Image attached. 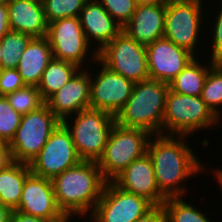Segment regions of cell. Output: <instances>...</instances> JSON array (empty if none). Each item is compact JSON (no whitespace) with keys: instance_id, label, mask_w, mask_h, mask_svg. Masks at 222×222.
I'll return each mask as SVG.
<instances>
[{"instance_id":"1","label":"cell","mask_w":222,"mask_h":222,"mask_svg":"<svg viewBox=\"0 0 222 222\" xmlns=\"http://www.w3.org/2000/svg\"><path fill=\"white\" fill-rule=\"evenodd\" d=\"M184 138L187 139L186 136L156 134L148 143L147 153L152 159L156 183L166 198L185 197L187 190L181 182L206 171Z\"/></svg>"},{"instance_id":"2","label":"cell","mask_w":222,"mask_h":222,"mask_svg":"<svg viewBox=\"0 0 222 222\" xmlns=\"http://www.w3.org/2000/svg\"><path fill=\"white\" fill-rule=\"evenodd\" d=\"M57 205L62 213L86 216L100 200L106 180L97 161H81L52 180Z\"/></svg>"},{"instance_id":"3","label":"cell","mask_w":222,"mask_h":222,"mask_svg":"<svg viewBox=\"0 0 222 222\" xmlns=\"http://www.w3.org/2000/svg\"><path fill=\"white\" fill-rule=\"evenodd\" d=\"M168 83L147 79L134 84L132 93L115 116V123L126 128H141L152 135L162 134Z\"/></svg>"},{"instance_id":"4","label":"cell","mask_w":222,"mask_h":222,"mask_svg":"<svg viewBox=\"0 0 222 222\" xmlns=\"http://www.w3.org/2000/svg\"><path fill=\"white\" fill-rule=\"evenodd\" d=\"M218 118L200 96L168 91L163 114L162 134L188 136L208 127H216ZM165 131V132H164Z\"/></svg>"},{"instance_id":"5","label":"cell","mask_w":222,"mask_h":222,"mask_svg":"<svg viewBox=\"0 0 222 222\" xmlns=\"http://www.w3.org/2000/svg\"><path fill=\"white\" fill-rule=\"evenodd\" d=\"M75 116L65 118L62 123L69 130L79 157L83 161H98L116 124L115 116L91 108L81 110ZM69 118L74 121H68Z\"/></svg>"},{"instance_id":"6","label":"cell","mask_w":222,"mask_h":222,"mask_svg":"<svg viewBox=\"0 0 222 222\" xmlns=\"http://www.w3.org/2000/svg\"><path fill=\"white\" fill-rule=\"evenodd\" d=\"M152 134L141 128H126L115 124L97 165L107 182H111L134 160L147 153Z\"/></svg>"},{"instance_id":"7","label":"cell","mask_w":222,"mask_h":222,"mask_svg":"<svg viewBox=\"0 0 222 222\" xmlns=\"http://www.w3.org/2000/svg\"><path fill=\"white\" fill-rule=\"evenodd\" d=\"M60 123L46 103L22 115L15 136L9 143L14 161L30 164Z\"/></svg>"},{"instance_id":"8","label":"cell","mask_w":222,"mask_h":222,"mask_svg":"<svg viewBox=\"0 0 222 222\" xmlns=\"http://www.w3.org/2000/svg\"><path fill=\"white\" fill-rule=\"evenodd\" d=\"M201 0H169L166 4L164 38L195 57L203 25Z\"/></svg>"},{"instance_id":"9","label":"cell","mask_w":222,"mask_h":222,"mask_svg":"<svg viewBox=\"0 0 222 222\" xmlns=\"http://www.w3.org/2000/svg\"><path fill=\"white\" fill-rule=\"evenodd\" d=\"M98 59L110 70L134 83L150 78L146 46L123 31L98 53Z\"/></svg>"},{"instance_id":"10","label":"cell","mask_w":222,"mask_h":222,"mask_svg":"<svg viewBox=\"0 0 222 222\" xmlns=\"http://www.w3.org/2000/svg\"><path fill=\"white\" fill-rule=\"evenodd\" d=\"M81 161L69 130L61 122L29 167L33 174L52 180Z\"/></svg>"},{"instance_id":"11","label":"cell","mask_w":222,"mask_h":222,"mask_svg":"<svg viewBox=\"0 0 222 222\" xmlns=\"http://www.w3.org/2000/svg\"><path fill=\"white\" fill-rule=\"evenodd\" d=\"M153 207L146 198L122 190L111 181L106 182L89 218L93 222H134Z\"/></svg>"},{"instance_id":"12","label":"cell","mask_w":222,"mask_h":222,"mask_svg":"<svg viewBox=\"0 0 222 222\" xmlns=\"http://www.w3.org/2000/svg\"><path fill=\"white\" fill-rule=\"evenodd\" d=\"M46 38L54 59L68 61L84 68L90 52L79 17H67L48 23Z\"/></svg>"},{"instance_id":"13","label":"cell","mask_w":222,"mask_h":222,"mask_svg":"<svg viewBox=\"0 0 222 222\" xmlns=\"http://www.w3.org/2000/svg\"><path fill=\"white\" fill-rule=\"evenodd\" d=\"M95 61L101 69L95 78L91 77L90 108L116 116L129 99L135 83L110 70L98 58Z\"/></svg>"},{"instance_id":"14","label":"cell","mask_w":222,"mask_h":222,"mask_svg":"<svg viewBox=\"0 0 222 222\" xmlns=\"http://www.w3.org/2000/svg\"><path fill=\"white\" fill-rule=\"evenodd\" d=\"M150 79L164 83L172 81L195 56L162 37L146 46Z\"/></svg>"},{"instance_id":"15","label":"cell","mask_w":222,"mask_h":222,"mask_svg":"<svg viewBox=\"0 0 222 222\" xmlns=\"http://www.w3.org/2000/svg\"><path fill=\"white\" fill-rule=\"evenodd\" d=\"M91 72L80 69L61 89L45 103L62 122L81 110L90 108ZM74 113V114H73Z\"/></svg>"},{"instance_id":"16","label":"cell","mask_w":222,"mask_h":222,"mask_svg":"<svg viewBox=\"0 0 222 222\" xmlns=\"http://www.w3.org/2000/svg\"><path fill=\"white\" fill-rule=\"evenodd\" d=\"M112 182L122 190L146 198L154 206H161L167 199L159 191L148 153L134 160Z\"/></svg>"},{"instance_id":"17","label":"cell","mask_w":222,"mask_h":222,"mask_svg":"<svg viewBox=\"0 0 222 222\" xmlns=\"http://www.w3.org/2000/svg\"><path fill=\"white\" fill-rule=\"evenodd\" d=\"M15 211L44 220L62 214L56 202L52 181L31 172L26 177L21 199Z\"/></svg>"},{"instance_id":"18","label":"cell","mask_w":222,"mask_h":222,"mask_svg":"<svg viewBox=\"0 0 222 222\" xmlns=\"http://www.w3.org/2000/svg\"><path fill=\"white\" fill-rule=\"evenodd\" d=\"M79 18L88 43L92 44L90 40L98 43V47L94 48L95 51L91 53L92 57L89 58L95 61L98 58V53L122 31V26L97 0H87Z\"/></svg>"},{"instance_id":"19","label":"cell","mask_w":222,"mask_h":222,"mask_svg":"<svg viewBox=\"0 0 222 222\" xmlns=\"http://www.w3.org/2000/svg\"><path fill=\"white\" fill-rule=\"evenodd\" d=\"M165 14L166 4L137 5L122 31L137 43L148 46L164 36Z\"/></svg>"},{"instance_id":"20","label":"cell","mask_w":222,"mask_h":222,"mask_svg":"<svg viewBox=\"0 0 222 222\" xmlns=\"http://www.w3.org/2000/svg\"><path fill=\"white\" fill-rule=\"evenodd\" d=\"M7 6L11 30L46 37L48 23L41 0H11Z\"/></svg>"},{"instance_id":"21","label":"cell","mask_w":222,"mask_h":222,"mask_svg":"<svg viewBox=\"0 0 222 222\" xmlns=\"http://www.w3.org/2000/svg\"><path fill=\"white\" fill-rule=\"evenodd\" d=\"M52 59V49L47 38L33 37L22 52L16 68L25 85L37 86Z\"/></svg>"},{"instance_id":"22","label":"cell","mask_w":222,"mask_h":222,"mask_svg":"<svg viewBox=\"0 0 222 222\" xmlns=\"http://www.w3.org/2000/svg\"><path fill=\"white\" fill-rule=\"evenodd\" d=\"M30 173L29 164L19 162L0 171V202L12 211L18 208L24 182Z\"/></svg>"},{"instance_id":"23","label":"cell","mask_w":222,"mask_h":222,"mask_svg":"<svg viewBox=\"0 0 222 222\" xmlns=\"http://www.w3.org/2000/svg\"><path fill=\"white\" fill-rule=\"evenodd\" d=\"M216 64L211 61L209 64H201L195 57L187 66L168 83L169 90L191 96H200L208 71Z\"/></svg>"},{"instance_id":"24","label":"cell","mask_w":222,"mask_h":222,"mask_svg":"<svg viewBox=\"0 0 222 222\" xmlns=\"http://www.w3.org/2000/svg\"><path fill=\"white\" fill-rule=\"evenodd\" d=\"M80 69L81 68L74 63L53 58L44 70L41 80L37 85L42 100L46 102Z\"/></svg>"},{"instance_id":"25","label":"cell","mask_w":222,"mask_h":222,"mask_svg":"<svg viewBox=\"0 0 222 222\" xmlns=\"http://www.w3.org/2000/svg\"><path fill=\"white\" fill-rule=\"evenodd\" d=\"M182 198L170 197L164 201L162 207L166 215V222H211L207 214L190 203H186Z\"/></svg>"},{"instance_id":"26","label":"cell","mask_w":222,"mask_h":222,"mask_svg":"<svg viewBox=\"0 0 222 222\" xmlns=\"http://www.w3.org/2000/svg\"><path fill=\"white\" fill-rule=\"evenodd\" d=\"M33 37L29 34L10 30L1 38V69L17 68L22 52Z\"/></svg>"},{"instance_id":"27","label":"cell","mask_w":222,"mask_h":222,"mask_svg":"<svg viewBox=\"0 0 222 222\" xmlns=\"http://www.w3.org/2000/svg\"><path fill=\"white\" fill-rule=\"evenodd\" d=\"M200 97L218 118L222 117V69L217 64L208 71Z\"/></svg>"},{"instance_id":"28","label":"cell","mask_w":222,"mask_h":222,"mask_svg":"<svg viewBox=\"0 0 222 222\" xmlns=\"http://www.w3.org/2000/svg\"><path fill=\"white\" fill-rule=\"evenodd\" d=\"M5 97L10 106L21 115L37 110L45 103L37 86L34 85H25L13 93L7 94Z\"/></svg>"},{"instance_id":"29","label":"cell","mask_w":222,"mask_h":222,"mask_svg":"<svg viewBox=\"0 0 222 222\" xmlns=\"http://www.w3.org/2000/svg\"><path fill=\"white\" fill-rule=\"evenodd\" d=\"M47 23L67 17H79L87 0H41Z\"/></svg>"},{"instance_id":"30","label":"cell","mask_w":222,"mask_h":222,"mask_svg":"<svg viewBox=\"0 0 222 222\" xmlns=\"http://www.w3.org/2000/svg\"><path fill=\"white\" fill-rule=\"evenodd\" d=\"M22 115L15 111L5 96L0 95V139L10 143L21 123Z\"/></svg>"},{"instance_id":"31","label":"cell","mask_w":222,"mask_h":222,"mask_svg":"<svg viewBox=\"0 0 222 222\" xmlns=\"http://www.w3.org/2000/svg\"><path fill=\"white\" fill-rule=\"evenodd\" d=\"M112 18L122 27L125 26L133 16L136 9L135 0H97Z\"/></svg>"},{"instance_id":"32","label":"cell","mask_w":222,"mask_h":222,"mask_svg":"<svg viewBox=\"0 0 222 222\" xmlns=\"http://www.w3.org/2000/svg\"><path fill=\"white\" fill-rule=\"evenodd\" d=\"M25 86L16 68L0 69V95L6 96Z\"/></svg>"},{"instance_id":"33","label":"cell","mask_w":222,"mask_h":222,"mask_svg":"<svg viewBox=\"0 0 222 222\" xmlns=\"http://www.w3.org/2000/svg\"><path fill=\"white\" fill-rule=\"evenodd\" d=\"M220 2V11L217 13L218 16L214 19L215 21H213L212 45H210L212 47L210 61L214 62L222 57V0Z\"/></svg>"},{"instance_id":"34","label":"cell","mask_w":222,"mask_h":222,"mask_svg":"<svg viewBox=\"0 0 222 222\" xmlns=\"http://www.w3.org/2000/svg\"><path fill=\"white\" fill-rule=\"evenodd\" d=\"M134 222H166V215L161 206H154L143 217Z\"/></svg>"},{"instance_id":"35","label":"cell","mask_w":222,"mask_h":222,"mask_svg":"<svg viewBox=\"0 0 222 222\" xmlns=\"http://www.w3.org/2000/svg\"><path fill=\"white\" fill-rule=\"evenodd\" d=\"M12 150L8 143H3L0 146V171L7 169L14 163Z\"/></svg>"},{"instance_id":"36","label":"cell","mask_w":222,"mask_h":222,"mask_svg":"<svg viewBox=\"0 0 222 222\" xmlns=\"http://www.w3.org/2000/svg\"><path fill=\"white\" fill-rule=\"evenodd\" d=\"M11 30L8 17L7 4L0 3V40L1 38Z\"/></svg>"},{"instance_id":"37","label":"cell","mask_w":222,"mask_h":222,"mask_svg":"<svg viewBox=\"0 0 222 222\" xmlns=\"http://www.w3.org/2000/svg\"><path fill=\"white\" fill-rule=\"evenodd\" d=\"M43 221L44 219L31 215H26L19 211H13L9 220V222H43Z\"/></svg>"},{"instance_id":"38","label":"cell","mask_w":222,"mask_h":222,"mask_svg":"<svg viewBox=\"0 0 222 222\" xmlns=\"http://www.w3.org/2000/svg\"><path fill=\"white\" fill-rule=\"evenodd\" d=\"M12 210L0 202V222H9Z\"/></svg>"},{"instance_id":"39","label":"cell","mask_w":222,"mask_h":222,"mask_svg":"<svg viewBox=\"0 0 222 222\" xmlns=\"http://www.w3.org/2000/svg\"><path fill=\"white\" fill-rule=\"evenodd\" d=\"M73 216L75 215L70 213H62L55 218L47 219L44 220L43 222H71L70 219H72Z\"/></svg>"},{"instance_id":"40","label":"cell","mask_w":222,"mask_h":222,"mask_svg":"<svg viewBox=\"0 0 222 222\" xmlns=\"http://www.w3.org/2000/svg\"><path fill=\"white\" fill-rule=\"evenodd\" d=\"M169 0H135L136 5H160L167 4Z\"/></svg>"},{"instance_id":"41","label":"cell","mask_w":222,"mask_h":222,"mask_svg":"<svg viewBox=\"0 0 222 222\" xmlns=\"http://www.w3.org/2000/svg\"><path fill=\"white\" fill-rule=\"evenodd\" d=\"M215 174V178L217 179L218 183H219V186L221 187L222 189V169H216L213 173V175Z\"/></svg>"},{"instance_id":"42","label":"cell","mask_w":222,"mask_h":222,"mask_svg":"<svg viewBox=\"0 0 222 222\" xmlns=\"http://www.w3.org/2000/svg\"><path fill=\"white\" fill-rule=\"evenodd\" d=\"M216 64L222 69V57L216 61Z\"/></svg>"},{"instance_id":"43","label":"cell","mask_w":222,"mask_h":222,"mask_svg":"<svg viewBox=\"0 0 222 222\" xmlns=\"http://www.w3.org/2000/svg\"><path fill=\"white\" fill-rule=\"evenodd\" d=\"M1 61H2V47H1V40H0V69H1Z\"/></svg>"},{"instance_id":"44","label":"cell","mask_w":222,"mask_h":222,"mask_svg":"<svg viewBox=\"0 0 222 222\" xmlns=\"http://www.w3.org/2000/svg\"><path fill=\"white\" fill-rule=\"evenodd\" d=\"M11 0H0L1 4H8Z\"/></svg>"},{"instance_id":"45","label":"cell","mask_w":222,"mask_h":222,"mask_svg":"<svg viewBox=\"0 0 222 222\" xmlns=\"http://www.w3.org/2000/svg\"><path fill=\"white\" fill-rule=\"evenodd\" d=\"M4 142L0 139V146L3 144Z\"/></svg>"}]
</instances>
